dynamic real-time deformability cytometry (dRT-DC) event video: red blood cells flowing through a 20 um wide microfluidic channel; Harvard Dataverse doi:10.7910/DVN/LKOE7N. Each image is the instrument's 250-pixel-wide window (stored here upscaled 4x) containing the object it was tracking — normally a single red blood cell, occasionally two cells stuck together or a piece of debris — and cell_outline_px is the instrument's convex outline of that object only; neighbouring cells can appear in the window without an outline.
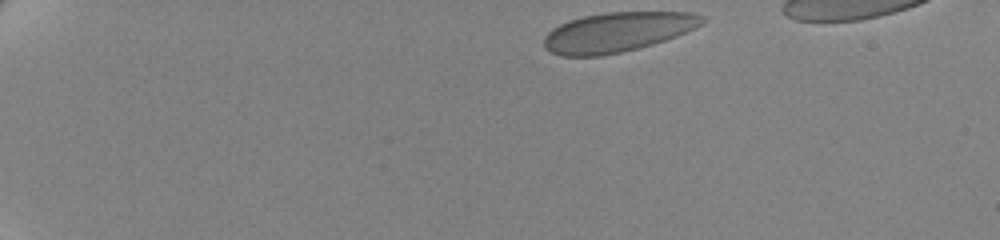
{"species": "human", "species_latin": "Homo sapiens", "temperature_condition": "cold", "stored_images_in_passage": 50, "camera_frame_rate_fps": 3000, "um_per_image_px": 0.085, "donor": {"sex": "female"}, "frame": {"image": 1, "passage_image": 1, "time_ms": 0.0, "image_size_px": [1000, 240], "cell_outline_px": [[704, 24], [696, 28], [676, 36], [652, 44], [620, 52], [600, 56], [560, 56], [544, 48], [544, 36], [552, 28], [568, 20], [584, 16], [604, 12], [692, 12], [704, 16]], "centroid_in_image_um": [52.47, 2.72], "position_along_channel_um": 32.5, "area_um2": 36.59}}
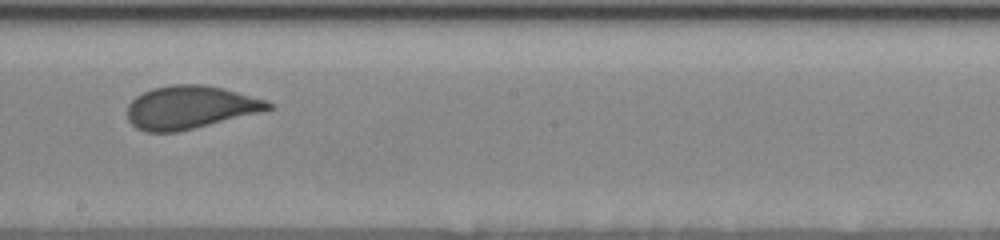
{"frame": {"image": 2, "passage_image": 27, "time_ms": 8.667, "image_size_px": [1000, 240], "cell_outline_px": [[276, 108], [260, 112], [176, 132], [144, 132], [136, 128], [128, 120], [128, 104], [136, 96], [152, 88], [172, 84], [204, 84], [224, 88], [268, 100], [276, 104]], "centroid_in_image_um": [16.19, 9.11], "position_along_channel_um": 232.0, "area_um2": 35.49}}
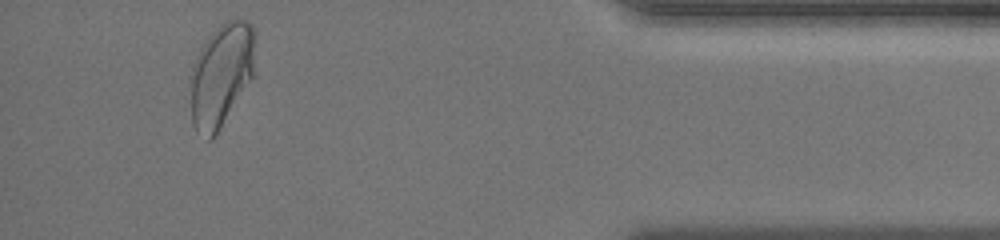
{"frame": {"image": 3, "passage_image": 46, "time_ms": 15.0, "image_size_px": [1000, 240], "cell_outline_px": [[256, 40], [252, 76], [212, 140], [208, 140], [196, 132], [192, 124], [188, 84], [188, 76], [192, 64], [200, 48], [208, 36], [220, 24], [236, 16], [248, 20], [252, 24], [256, 32]], "centroid_in_image_um": [18.76, 6.31], "position_along_channel_um": 416.4, "area_um2": 39.82}}